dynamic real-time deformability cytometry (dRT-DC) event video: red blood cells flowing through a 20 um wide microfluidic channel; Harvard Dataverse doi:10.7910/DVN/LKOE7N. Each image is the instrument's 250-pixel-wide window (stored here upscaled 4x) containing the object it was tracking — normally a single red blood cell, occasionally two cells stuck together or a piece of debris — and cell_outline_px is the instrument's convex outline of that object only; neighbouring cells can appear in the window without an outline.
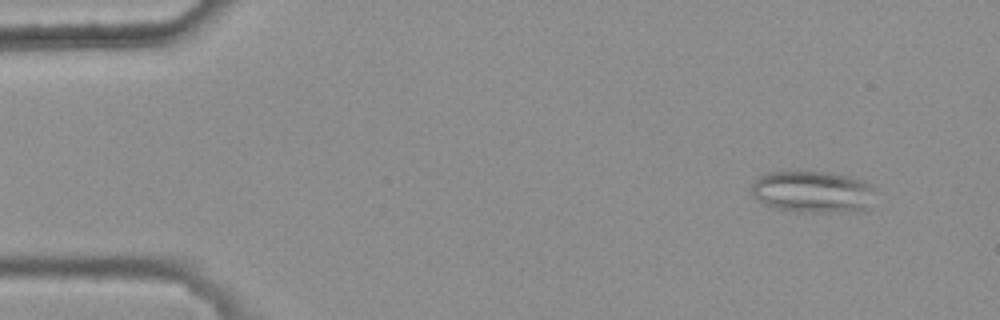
{"species": "common noctule bat (a hibernating species)", "species_latin": "Nyctalus noctula", "temperature_condition": "warm", "stored_images_in_passage": 4, "camera_frame_rate_fps": 3000, "um_per_image_px": 0.085, "animal": {"sex": "female", "body_mass_g": 25.1}, "frame": {"image": 1, "passage_image": 2, "time_ms": 0.333, "image_size_px": [1000, 320], "cell_outline_px": [[872, 188], [864, 208], [852, 212], [800, 212], [776, 208], [764, 204], [752, 192], [752, 184], [760, 176], [768, 172], [832, 172], [848, 176], [872, 184]], "centroid_in_image_um": [69.02, 16.3], "position_along_channel_um": 16.0, "area_um2": 29.42}}